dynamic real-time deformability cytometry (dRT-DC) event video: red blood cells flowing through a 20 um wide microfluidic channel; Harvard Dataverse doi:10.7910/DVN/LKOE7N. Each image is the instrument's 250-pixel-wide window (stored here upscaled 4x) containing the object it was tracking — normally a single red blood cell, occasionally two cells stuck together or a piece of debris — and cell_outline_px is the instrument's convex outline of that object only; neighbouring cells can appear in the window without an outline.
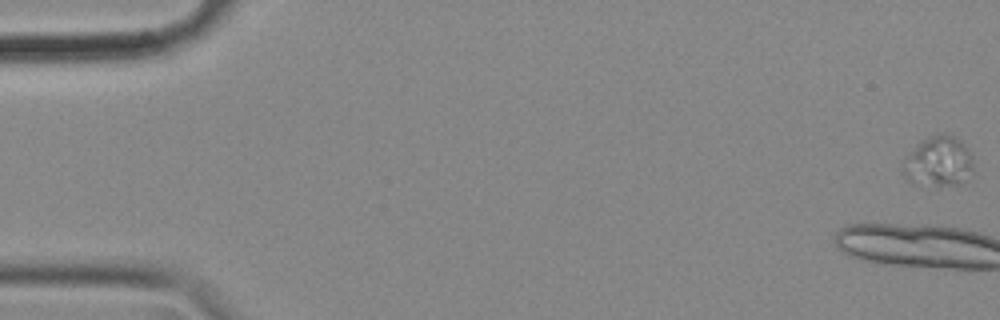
{"species": "common noctule bat (a hibernating species)", "species_latin": "Nyctalus noctula", "temperature_condition": "cold", "stored_images_in_passage": 20, "camera_frame_rate_fps": 3000, "um_per_image_px": 0.085, "animal": {"sex": "female", "body_mass_g": 18.4}, "frame": {"image": 1, "passage_image": 1, "time_ms": 0.0, "image_size_px": [1000, 320], "cell_outline_px": [[972, 172], [964, 180], [956, 184], [912, 184], [904, 176], [900, 168], [908, 156], [924, 140], [940, 132], [944, 132], [960, 140], [972, 152]], "centroid_in_image_um": [79.78, 13.72], "position_along_channel_um": 5.2, "area_um2": 20.17}}